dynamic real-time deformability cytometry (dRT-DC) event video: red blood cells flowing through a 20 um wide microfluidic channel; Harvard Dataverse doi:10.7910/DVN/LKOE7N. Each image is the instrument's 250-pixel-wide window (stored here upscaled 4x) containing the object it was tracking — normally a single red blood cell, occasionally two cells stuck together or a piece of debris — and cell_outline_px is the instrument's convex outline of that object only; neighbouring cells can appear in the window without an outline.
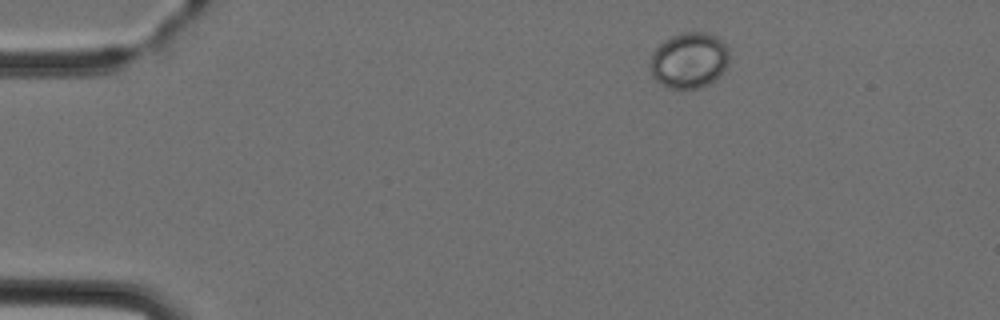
{"species": "Egyptian fruit bat (a non-hibernating species)", "species_latin": "Rousettus aegyptiacus", "temperature_condition": "cold", "stored_images_in_passage": 3, "camera_frame_rate_fps": 3000, "um_per_image_px": 0.085, "animal": {"sex": "female"}, "frame": {"image": 1, "passage_image": 1, "time_ms": 0.0, "image_size_px": [1000, 320], "cell_outline_px": [[728, 64], [716, 80], [700, 88], [668, 88], [660, 84], [652, 76], [648, 68], [648, 60], [652, 52], [664, 40], [672, 36], [684, 32], [704, 32], [716, 36], [728, 48]], "centroid_in_image_um": [58.53, 5.14], "position_along_channel_um": 26.5, "area_um2": 26.01}}